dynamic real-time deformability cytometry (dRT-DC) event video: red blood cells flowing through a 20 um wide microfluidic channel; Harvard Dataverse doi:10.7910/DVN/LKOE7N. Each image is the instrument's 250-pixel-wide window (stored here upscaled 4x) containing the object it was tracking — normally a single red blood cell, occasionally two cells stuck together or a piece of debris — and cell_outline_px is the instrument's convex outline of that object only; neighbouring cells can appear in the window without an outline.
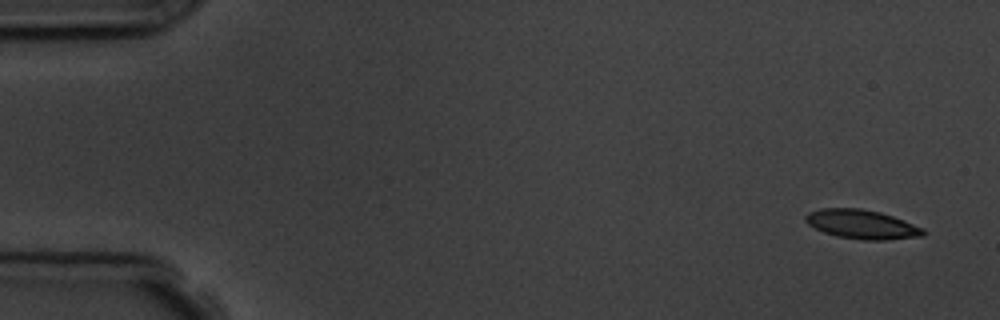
{"species": "common noctule bat (a hibernating species)", "species_latin": "Nyctalus noctula", "temperature_condition": "room temperature", "stored_images_in_passage": 4, "camera_frame_rate_fps": 3000, "um_per_image_px": 0.085, "animal": {"sex": "male", "body_mass_g": 19.5, "forearm_length_mm": 54.6}, "frame": {"image": 1, "passage_image": 1, "time_ms": 0.0, "image_size_px": [1000, 320], "cell_outline_px": [[928, 232], [924, 236], [884, 240], [864, 240], [836, 236], [824, 232], [808, 224], [804, 220], [804, 216], [808, 212], [820, 208], [860, 208], [880, 212], [904, 220], [924, 228]], "centroid_in_image_um": [73.28, 19.07], "position_along_channel_um": 11.7, "area_um2": 20.11}}
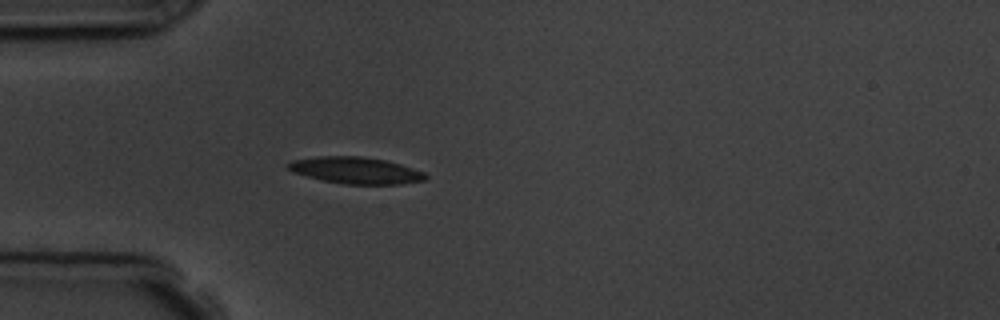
{"frame": {"image": 2, "passage_image": 4, "time_ms": 4.333, "image_size_px": [1000, 320], "cell_outline_px": [[428, 176], [424, 180], [400, 184], [344, 184], [324, 180], [292, 172], [284, 164], [292, 160], [316, 156], [360, 156], [384, 160], [400, 164], [424, 172]], "centroid_in_image_um": [30.2, 14.47], "position_along_channel_um": 54.8, "area_um2": 21.21}}